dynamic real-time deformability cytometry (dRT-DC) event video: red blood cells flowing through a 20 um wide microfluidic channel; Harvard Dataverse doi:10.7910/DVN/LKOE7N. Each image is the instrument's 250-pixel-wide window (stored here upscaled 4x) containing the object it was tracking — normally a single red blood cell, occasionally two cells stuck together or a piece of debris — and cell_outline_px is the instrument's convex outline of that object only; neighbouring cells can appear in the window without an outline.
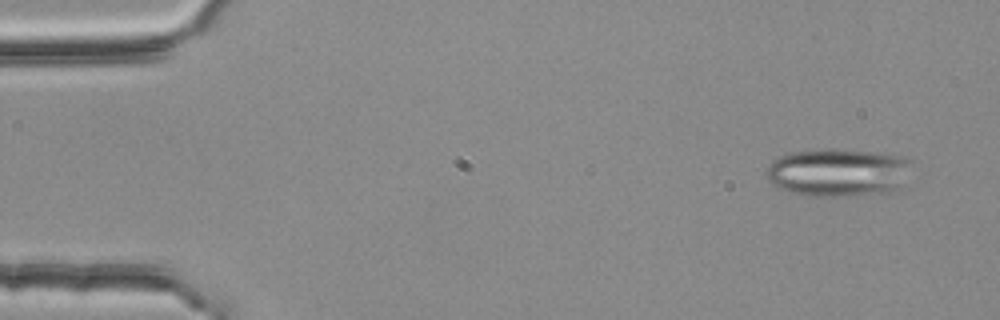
{"species": "common noctule bat (a hibernating species)", "species_latin": "Nyctalus noctula", "temperature_condition": "room temperature", "stored_images_in_passage": 51, "segment_of_instrument_passage": [1, 2], "camera_frame_rate_fps": 3000, "um_per_image_px": 0.085, "animal": {"sex": "female", "body_mass_g": 25.1}, "frame": {"image": 1, "passage_image": 1, "time_ms": 0.0, "image_size_px": [1000, 320], "cell_outline_px": [[912, 160], [896, 188], [888, 192], [844, 196], [812, 196], [796, 192], [772, 184], [764, 176], [772, 160], [780, 156], [792, 152], [832, 148], [872, 152], [904, 156]], "centroid_in_image_um": [71.18, 14.63], "position_along_channel_um": 13.8, "area_um2": 39.88}}